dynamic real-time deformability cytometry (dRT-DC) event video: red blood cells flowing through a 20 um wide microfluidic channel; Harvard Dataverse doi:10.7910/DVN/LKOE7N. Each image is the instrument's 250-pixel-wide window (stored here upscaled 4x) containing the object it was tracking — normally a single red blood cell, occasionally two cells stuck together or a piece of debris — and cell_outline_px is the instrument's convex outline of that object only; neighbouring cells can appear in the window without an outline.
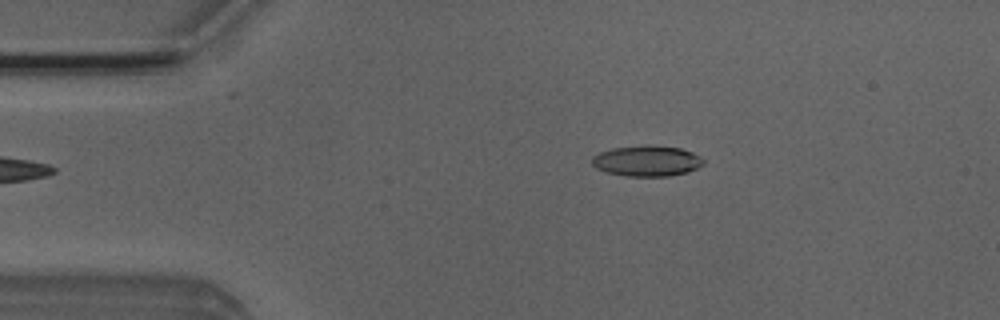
{"species": "Egyptian fruit bat (a non-hibernating species)", "species_latin": "Rousettus aegyptiacus", "temperature_condition": "room temperature", "stored_images_in_passage": 4, "camera_frame_rate_fps": 3000, "um_per_image_px": 0.085, "animal": {"sex": "male"}, "frame": {"image": 1, "passage_image": 2, "time_ms": 0.333, "image_size_px": [1000, 320], "cell_outline_px": [[704, 164], [688, 172], [668, 176], [628, 176], [608, 172], [596, 168], [592, 164], [592, 156], [600, 152], [612, 148], [644, 144], [680, 148], [692, 152], [700, 156], [704, 160]], "centroid_in_image_um": [54.99, 13.66], "position_along_channel_um": 30.0, "area_um2": 20.0}}